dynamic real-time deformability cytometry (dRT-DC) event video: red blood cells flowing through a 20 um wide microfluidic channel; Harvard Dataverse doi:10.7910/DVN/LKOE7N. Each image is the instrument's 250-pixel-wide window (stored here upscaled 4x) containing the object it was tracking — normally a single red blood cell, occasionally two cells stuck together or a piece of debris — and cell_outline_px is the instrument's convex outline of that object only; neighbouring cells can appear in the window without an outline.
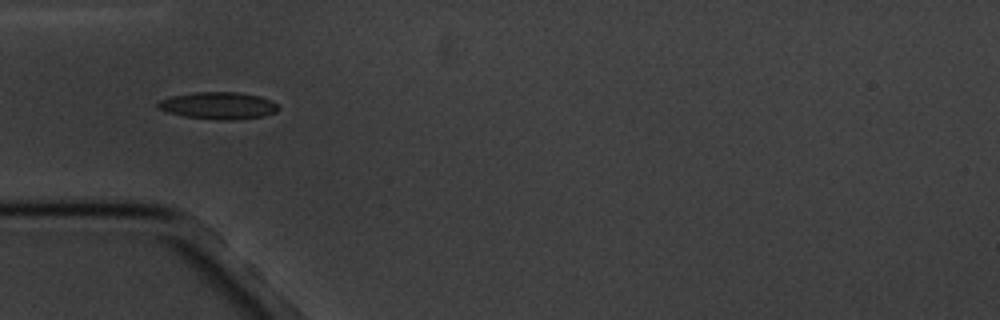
{"species": "common noctule bat (a hibernating species)", "species_latin": "Nyctalus noctula", "temperature_condition": "cold", "stored_images_in_passage": 7, "camera_frame_rate_fps": 3000, "um_per_image_px": 0.085, "animal": {"sex": "male", "body_mass_g": 20.1, "forearm_length_mm": 53.5}, "frame": {"image": 1, "passage_image": 5, "time_ms": 5.333, "image_size_px": [1000, 320], "cell_outline_px": [[280, 108], [276, 112], [264, 116], [236, 120], [216, 120], [184, 116], [168, 112], [156, 108], [156, 104], [160, 100], [172, 96], [196, 92], [236, 92], [260, 96], [272, 100]], "centroid_in_image_um": [18.58, 8.98], "position_along_channel_um": 66.4, "area_um2": 19.13}}
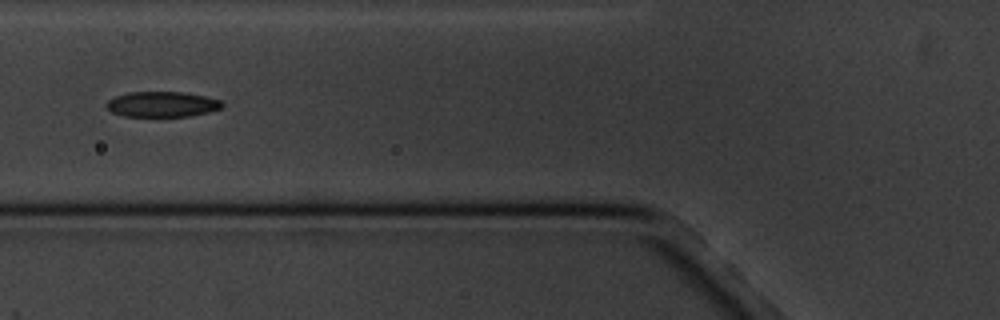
{"frame": {"image": 2, "passage_image": 6, "time_ms": 6.667, "image_size_px": [1000, 320], "cell_outline_px": [[224, 104], [220, 108], [208, 112], [188, 116], [124, 116], [112, 112], [104, 104], [108, 100], [116, 96], [128, 92], [184, 92], [204, 96], [220, 100]], "centroid_in_image_um": [13.75, 8.86], "position_along_channel_um": 112.0, "area_um2": 16.99}}
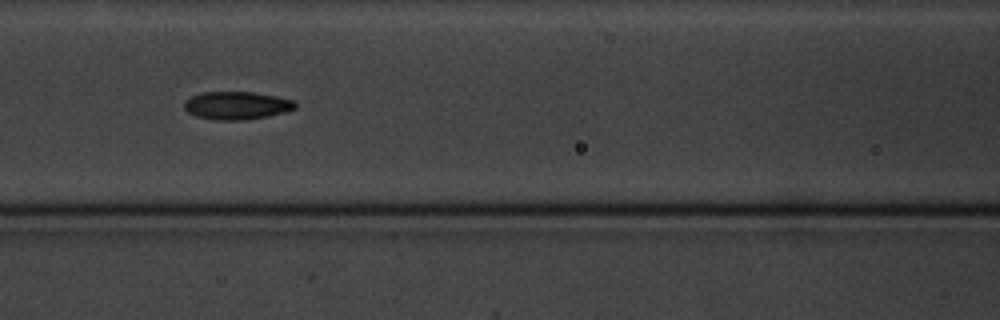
{"frame": {"image": 3, "passage_image": 7, "time_ms": 7.667, "image_size_px": [1000, 320], "cell_outline_px": [[296, 108], [284, 112], [268, 116], [248, 120], [216, 120], [196, 116], [188, 112], [184, 108], [184, 100], [192, 96], [204, 92], [252, 92], [292, 100], [296, 104]], "centroid_in_image_um": [20.08, 8.98], "position_along_channel_um": 146.5, "area_um2": 17.92}}